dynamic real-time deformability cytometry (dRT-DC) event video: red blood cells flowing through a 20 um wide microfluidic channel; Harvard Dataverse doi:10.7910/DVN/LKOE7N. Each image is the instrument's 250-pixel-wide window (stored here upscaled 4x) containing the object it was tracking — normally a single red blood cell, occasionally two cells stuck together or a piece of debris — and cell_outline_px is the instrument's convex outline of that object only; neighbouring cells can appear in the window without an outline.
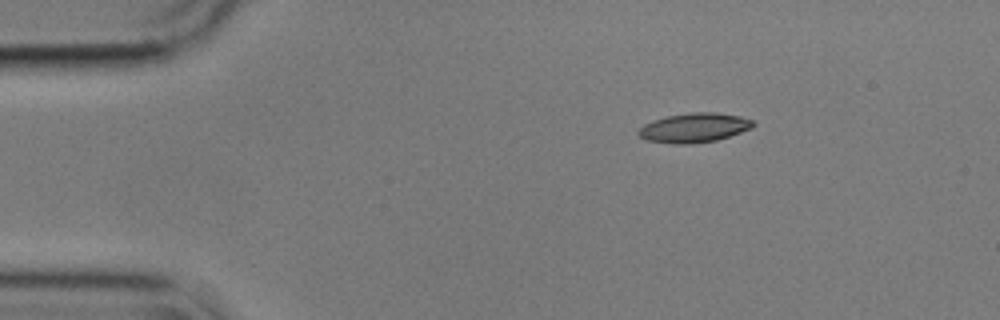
{"species": "common noctule bat (a hibernating species)", "species_latin": "Nyctalus noctula", "temperature_condition": "cold", "stored_images_in_passage": 48, "camera_frame_rate_fps": 3000, "um_per_image_px": 0.085, "animal": {"sex": "male", "body_mass_g": 17.9}, "frame": {"image": 1, "passage_image": 1, "time_ms": 0.0, "image_size_px": [1000, 320], "cell_outline_px": [[756, 124], [752, 128], [716, 140], [688, 144], [676, 144], [644, 140], [636, 132], [644, 124], [652, 120], [668, 116], [692, 112], [712, 112], [740, 116], [752, 120]], "centroid_in_image_um": [58.98, 10.86], "position_along_channel_um": 26.0, "area_um2": 19.54}}
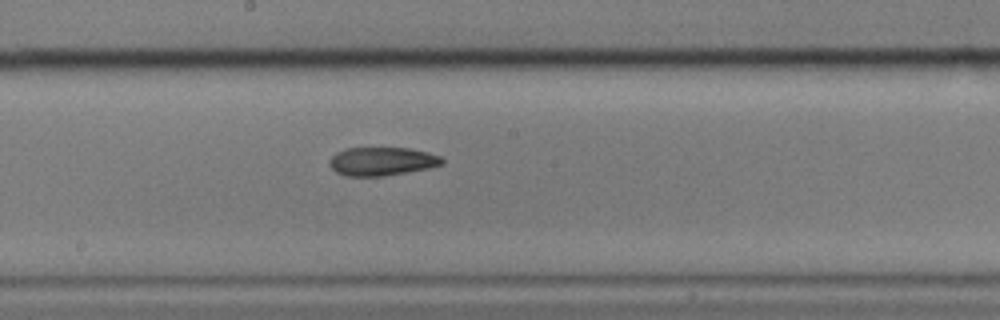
{"frame": {"image": 2, "passage_image": 22, "time_ms": 7.0, "image_size_px": [1000, 320], "cell_outline_px": [[444, 164], [428, 168], [384, 176], [348, 176], [336, 172], [328, 164], [328, 160], [336, 152], [344, 148], [408, 148], [428, 152], [440, 156], [444, 160]], "centroid_in_image_um": [32.44, 13.71], "position_along_channel_um": 215.8, "area_um2": 18.73}}
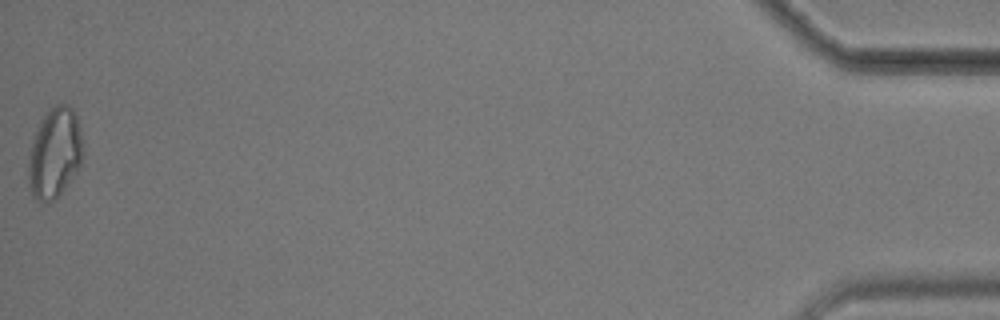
{"frame": {"image": 3, "passage_image": 48, "time_ms": 15.667, "image_size_px": [1000, 320], "cell_outline_px": [[84, 152], [80, 164], [76, 172], [60, 196], [52, 200], [40, 204], [32, 196], [28, 184], [28, 156], [32, 140], [40, 120], [48, 108], [56, 104], [68, 104], [72, 108], [76, 116], [84, 140]], "centroid_in_image_um": [4.65, 13.02], "position_along_channel_um": 430.6, "area_um2": 29.48}, "authors_computed_cell_mechanics": {"area_um2": 19.7965, "velocity_mm_per_s": 3.5815, "shape_relaxation_time_tau1_ms": null, "shape_relaxation_time_tau2_ms": 6.7442, "deformation_change_tau1": null, "deformation_change_tau2": 0.14}}